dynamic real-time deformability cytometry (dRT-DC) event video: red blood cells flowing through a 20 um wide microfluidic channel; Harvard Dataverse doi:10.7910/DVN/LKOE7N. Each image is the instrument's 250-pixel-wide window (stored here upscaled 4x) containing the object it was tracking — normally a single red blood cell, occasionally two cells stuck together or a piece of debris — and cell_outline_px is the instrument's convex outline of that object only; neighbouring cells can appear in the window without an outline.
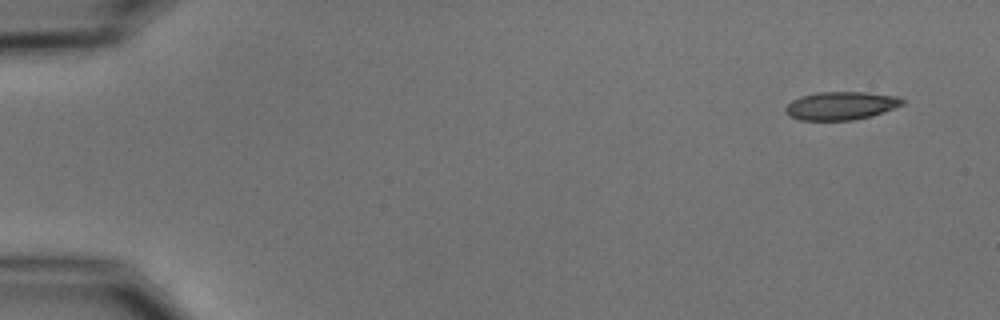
{"species": "common noctule bat (a hibernating species)", "species_latin": "Nyctalus noctula", "temperature_condition": "cold", "stored_images_in_passage": 6, "camera_frame_rate_fps": 3000, "um_per_image_px": 0.085, "animal": {"sex": "male", "body_mass_g": 15.6}, "frame": {"image": 1, "passage_image": 1, "time_ms": 0.0, "image_size_px": [1000, 320], "cell_outline_px": [[904, 104], [884, 112], [872, 116], [852, 120], [800, 120], [788, 116], [784, 112], [784, 108], [792, 100], [800, 96], [820, 92], [864, 92], [900, 96], [904, 100]], "centroid_in_image_um": [71.48, 8.99], "position_along_channel_um": 13.5, "area_um2": 19.36}}